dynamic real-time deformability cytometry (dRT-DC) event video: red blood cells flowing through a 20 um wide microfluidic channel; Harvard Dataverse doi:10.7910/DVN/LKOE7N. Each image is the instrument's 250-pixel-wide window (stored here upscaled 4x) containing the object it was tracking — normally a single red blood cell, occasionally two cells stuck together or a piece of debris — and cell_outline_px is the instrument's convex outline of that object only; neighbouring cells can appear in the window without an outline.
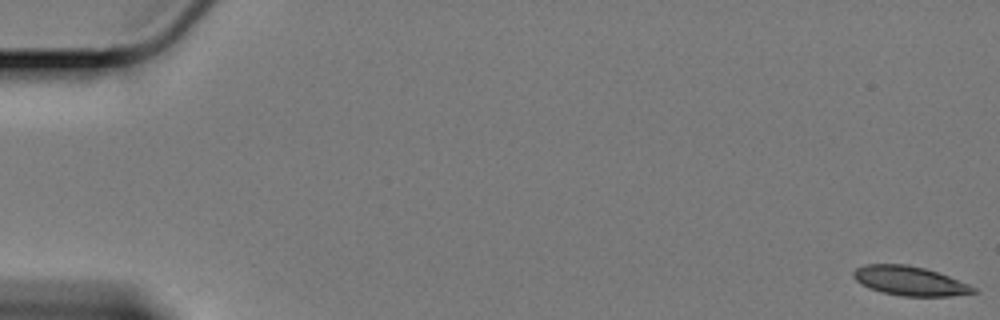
{"species": "Egyptian fruit bat (a non-hibernating species)", "species_latin": "Rousettus aegyptiacus", "temperature_condition": "cold", "stored_images_in_passage": 12, "camera_frame_rate_fps": 3000, "um_per_image_px": 0.085, "animal": {"sex": "female"}, "frame": {"image": 1, "passage_image": 1, "time_ms": 0.0, "image_size_px": [1000, 320], "cell_outline_px": [[980, 292], [948, 296], [904, 296], [884, 292], [868, 288], [860, 284], [852, 276], [852, 272], [856, 268], [864, 264], [908, 264], [924, 268], [948, 276], [968, 284], [976, 288]], "centroid_in_image_um": [77.3, 23.87], "position_along_channel_um": 7.7, "area_um2": 20.4}}